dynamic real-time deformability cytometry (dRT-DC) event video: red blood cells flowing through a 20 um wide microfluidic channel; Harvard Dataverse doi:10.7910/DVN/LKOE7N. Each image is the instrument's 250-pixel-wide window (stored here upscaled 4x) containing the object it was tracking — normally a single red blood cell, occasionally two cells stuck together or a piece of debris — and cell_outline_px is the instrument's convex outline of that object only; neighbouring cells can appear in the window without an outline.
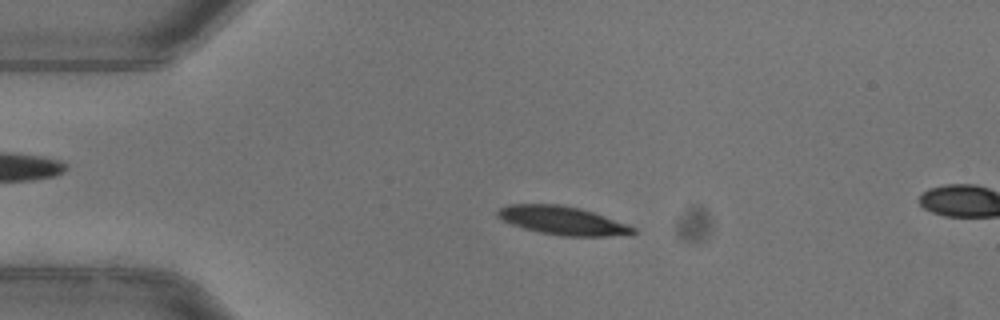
{"species": "common noctule bat (a hibernating species)", "species_latin": "Nyctalus noctula", "temperature_condition": "warm", "stored_images_in_passage": 7, "camera_frame_rate_fps": 3000, "um_per_image_px": 0.085, "animal": {"sex": "female"}, "frame": {"image": 1, "passage_image": 3, "time_ms": 0.667, "image_size_px": [1000, 320], "cell_outline_px": [[636, 232], [608, 236], [560, 236], [540, 232], [524, 228], [512, 224], [496, 216], [496, 212], [500, 208], [508, 204], [560, 204], [580, 208], [628, 224], [636, 228]], "centroid_in_image_um": [47.79, 18.74], "position_along_channel_um": 37.2, "area_um2": 22.25}}